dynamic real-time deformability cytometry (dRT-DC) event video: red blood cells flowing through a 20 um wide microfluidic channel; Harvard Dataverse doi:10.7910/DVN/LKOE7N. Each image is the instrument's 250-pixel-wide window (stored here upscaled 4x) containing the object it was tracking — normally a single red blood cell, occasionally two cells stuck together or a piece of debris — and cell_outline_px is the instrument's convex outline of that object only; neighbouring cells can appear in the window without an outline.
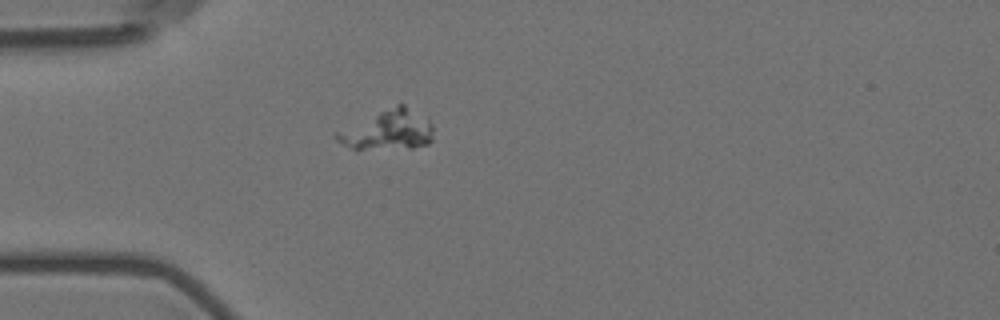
{"species": "Egyptian fruit bat (a non-hibernating species)", "species_latin": "Rousettus aegyptiacus", "temperature_condition": "room temperature", "stored_images_in_passage": 2, "camera_frame_rate_fps": 3000, "um_per_image_px": 0.085, "animal": {"sex": "female"}, "frame": {"image": 1, "passage_image": 1, "time_ms": 0.0, "image_size_px": [1000, 320], "cell_outline_px": [[432, 140], [428, 144], [412, 148], [356, 152], [336, 140], [332, 136], [336, 132], [396, 104], [404, 104], [428, 116], [432, 124]], "centroid_in_image_um": [32.99, 11.11], "position_along_channel_um": 52.0, "area_um2": 23.18}}